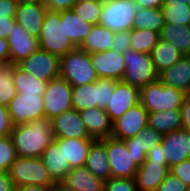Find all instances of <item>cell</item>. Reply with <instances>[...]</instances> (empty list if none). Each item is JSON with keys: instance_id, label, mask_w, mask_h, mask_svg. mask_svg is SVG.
I'll use <instances>...</instances> for the list:
<instances>
[{"instance_id": "ffe728a7", "label": "cell", "mask_w": 190, "mask_h": 191, "mask_svg": "<svg viewBox=\"0 0 190 191\" xmlns=\"http://www.w3.org/2000/svg\"><path fill=\"white\" fill-rule=\"evenodd\" d=\"M163 135L154 128L147 125L132 138L123 140L130 153L134 156V161L138 166L146 160V154L153 146L161 143Z\"/></svg>"}, {"instance_id": "f907efd6", "label": "cell", "mask_w": 190, "mask_h": 191, "mask_svg": "<svg viewBox=\"0 0 190 191\" xmlns=\"http://www.w3.org/2000/svg\"><path fill=\"white\" fill-rule=\"evenodd\" d=\"M14 17H0V37L8 38L15 26Z\"/></svg>"}, {"instance_id": "74e56055", "label": "cell", "mask_w": 190, "mask_h": 191, "mask_svg": "<svg viewBox=\"0 0 190 191\" xmlns=\"http://www.w3.org/2000/svg\"><path fill=\"white\" fill-rule=\"evenodd\" d=\"M102 6V0H92L85 3L75 4L72 9L80 19L83 18L86 22L98 24L101 18Z\"/></svg>"}, {"instance_id": "bcb514c9", "label": "cell", "mask_w": 190, "mask_h": 191, "mask_svg": "<svg viewBox=\"0 0 190 191\" xmlns=\"http://www.w3.org/2000/svg\"><path fill=\"white\" fill-rule=\"evenodd\" d=\"M75 0H46L45 6L50 11H66L74 7Z\"/></svg>"}, {"instance_id": "d6a6232c", "label": "cell", "mask_w": 190, "mask_h": 191, "mask_svg": "<svg viewBox=\"0 0 190 191\" xmlns=\"http://www.w3.org/2000/svg\"><path fill=\"white\" fill-rule=\"evenodd\" d=\"M98 80L82 86L72 87L73 109L84 110L99 107Z\"/></svg>"}, {"instance_id": "9c48e42d", "label": "cell", "mask_w": 190, "mask_h": 191, "mask_svg": "<svg viewBox=\"0 0 190 191\" xmlns=\"http://www.w3.org/2000/svg\"><path fill=\"white\" fill-rule=\"evenodd\" d=\"M43 103L45 117L50 120L73 109L72 86L61 77L52 79L43 94Z\"/></svg>"}, {"instance_id": "6da1fadb", "label": "cell", "mask_w": 190, "mask_h": 191, "mask_svg": "<svg viewBox=\"0 0 190 191\" xmlns=\"http://www.w3.org/2000/svg\"><path fill=\"white\" fill-rule=\"evenodd\" d=\"M10 136L19 157H41L55 140L52 122L46 117L14 126Z\"/></svg>"}, {"instance_id": "30bf717a", "label": "cell", "mask_w": 190, "mask_h": 191, "mask_svg": "<svg viewBox=\"0 0 190 191\" xmlns=\"http://www.w3.org/2000/svg\"><path fill=\"white\" fill-rule=\"evenodd\" d=\"M7 107L14 126L45 118L43 94L17 92Z\"/></svg>"}, {"instance_id": "f6af8a7d", "label": "cell", "mask_w": 190, "mask_h": 191, "mask_svg": "<svg viewBox=\"0 0 190 191\" xmlns=\"http://www.w3.org/2000/svg\"><path fill=\"white\" fill-rule=\"evenodd\" d=\"M13 128L14 124L8 112V107L0 104V138L10 136Z\"/></svg>"}, {"instance_id": "4fadbf2b", "label": "cell", "mask_w": 190, "mask_h": 191, "mask_svg": "<svg viewBox=\"0 0 190 191\" xmlns=\"http://www.w3.org/2000/svg\"><path fill=\"white\" fill-rule=\"evenodd\" d=\"M90 60L98 78L121 81L126 69L123 54L110 49L100 53H91Z\"/></svg>"}, {"instance_id": "1f68e13d", "label": "cell", "mask_w": 190, "mask_h": 191, "mask_svg": "<svg viewBox=\"0 0 190 191\" xmlns=\"http://www.w3.org/2000/svg\"><path fill=\"white\" fill-rule=\"evenodd\" d=\"M165 25L161 8H138L133 29L152 30L161 34Z\"/></svg>"}, {"instance_id": "8fae6325", "label": "cell", "mask_w": 190, "mask_h": 191, "mask_svg": "<svg viewBox=\"0 0 190 191\" xmlns=\"http://www.w3.org/2000/svg\"><path fill=\"white\" fill-rule=\"evenodd\" d=\"M18 65L39 80L59 77L60 58L40 48Z\"/></svg>"}, {"instance_id": "60d3db41", "label": "cell", "mask_w": 190, "mask_h": 191, "mask_svg": "<svg viewBox=\"0 0 190 191\" xmlns=\"http://www.w3.org/2000/svg\"><path fill=\"white\" fill-rule=\"evenodd\" d=\"M104 191H137L134 178H110L105 181Z\"/></svg>"}, {"instance_id": "7402d4cb", "label": "cell", "mask_w": 190, "mask_h": 191, "mask_svg": "<svg viewBox=\"0 0 190 191\" xmlns=\"http://www.w3.org/2000/svg\"><path fill=\"white\" fill-rule=\"evenodd\" d=\"M79 114L92 138L101 140L111 137L113 122L104 109L93 107L79 110Z\"/></svg>"}, {"instance_id": "4316f807", "label": "cell", "mask_w": 190, "mask_h": 191, "mask_svg": "<svg viewBox=\"0 0 190 191\" xmlns=\"http://www.w3.org/2000/svg\"><path fill=\"white\" fill-rule=\"evenodd\" d=\"M61 22H64L66 36L75 47H79L94 24L79 18L73 9L61 11Z\"/></svg>"}, {"instance_id": "7a4b0ae2", "label": "cell", "mask_w": 190, "mask_h": 191, "mask_svg": "<svg viewBox=\"0 0 190 191\" xmlns=\"http://www.w3.org/2000/svg\"><path fill=\"white\" fill-rule=\"evenodd\" d=\"M187 93L159 80L139 89V103L149 112L165 111L180 108Z\"/></svg>"}, {"instance_id": "680465c9", "label": "cell", "mask_w": 190, "mask_h": 191, "mask_svg": "<svg viewBox=\"0 0 190 191\" xmlns=\"http://www.w3.org/2000/svg\"><path fill=\"white\" fill-rule=\"evenodd\" d=\"M21 2H31V3H40V4H43L45 5L46 3V0H19Z\"/></svg>"}, {"instance_id": "816d5d0a", "label": "cell", "mask_w": 190, "mask_h": 191, "mask_svg": "<svg viewBox=\"0 0 190 191\" xmlns=\"http://www.w3.org/2000/svg\"><path fill=\"white\" fill-rule=\"evenodd\" d=\"M0 62L2 64L10 63L9 44L6 38L0 37Z\"/></svg>"}, {"instance_id": "681fc988", "label": "cell", "mask_w": 190, "mask_h": 191, "mask_svg": "<svg viewBox=\"0 0 190 191\" xmlns=\"http://www.w3.org/2000/svg\"><path fill=\"white\" fill-rule=\"evenodd\" d=\"M145 161L167 162L166 156L163 152L162 143L158 144L157 146H153L151 150L147 152Z\"/></svg>"}, {"instance_id": "f546056e", "label": "cell", "mask_w": 190, "mask_h": 191, "mask_svg": "<svg viewBox=\"0 0 190 191\" xmlns=\"http://www.w3.org/2000/svg\"><path fill=\"white\" fill-rule=\"evenodd\" d=\"M150 55L157 73L171 67L183 57L176 47L161 38L158 40Z\"/></svg>"}, {"instance_id": "ee69618b", "label": "cell", "mask_w": 190, "mask_h": 191, "mask_svg": "<svg viewBox=\"0 0 190 191\" xmlns=\"http://www.w3.org/2000/svg\"><path fill=\"white\" fill-rule=\"evenodd\" d=\"M170 173L177 176L187 187L190 188V159L181 161L170 167Z\"/></svg>"}, {"instance_id": "ba28073f", "label": "cell", "mask_w": 190, "mask_h": 191, "mask_svg": "<svg viewBox=\"0 0 190 191\" xmlns=\"http://www.w3.org/2000/svg\"><path fill=\"white\" fill-rule=\"evenodd\" d=\"M105 143L111 178H134L138 165L125 142L113 137L101 139Z\"/></svg>"}, {"instance_id": "db71d44e", "label": "cell", "mask_w": 190, "mask_h": 191, "mask_svg": "<svg viewBox=\"0 0 190 191\" xmlns=\"http://www.w3.org/2000/svg\"><path fill=\"white\" fill-rule=\"evenodd\" d=\"M138 8H161L165 0H133Z\"/></svg>"}, {"instance_id": "6f0895ef", "label": "cell", "mask_w": 190, "mask_h": 191, "mask_svg": "<svg viewBox=\"0 0 190 191\" xmlns=\"http://www.w3.org/2000/svg\"><path fill=\"white\" fill-rule=\"evenodd\" d=\"M190 0H165L163 5L172 7L173 4H189Z\"/></svg>"}, {"instance_id": "f1b7e54d", "label": "cell", "mask_w": 190, "mask_h": 191, "mask_svg": "<svg viewBox=\"0 0 190 191\" xmlns=\"http://www.w3.org/2000/svg\"><path fill=\"white\" fill-rule=\"evenodd\" d=\"M148 125L163 136L182 129L180 108L149 113Z\"/></svg>"}, {"instance_id": "7bdbcfd3", "label": "cell", "mask_w": 190, "mask_h": 191, "mask_svg": "<svg viewBox=\"0 0 190 191\" xmlns=\"http://www.w3.org/2000/svg\"><path fill=\"white\" fill-rule=\"evenodd\" d=\"M131 40H132L131 30L115 32L112 49L117 51L118 53L123 54L131 49L130 46Z\"/></svg>"}, {"instance_id": "603a6c76", "label": "cell", "mask_w": 190, "mask_h": 191, "mask_svg": "<svg viewBox=\"0 0 190 191\" xmlns=\"http://www.w3.org/2000/svg\"><path fill=\"white\" fill-rule=\"evenodd\" d=\"M94 138H55L60 148H63L65 163H69L70 168L85 165L91 144Z\"/></svg>"}, {"instance_id": "c3c4849f", "label": "cell", "mask_w": 190, "mask_h": 191, "mask_svg": "<svg viewBox=\"0 0 190 191\" xmlns=\"http://www.w3.org/2000/svg\"><path fill=\"white\" fill-rule=\"evenodd\" d=\"M182 115V128L190 132V95H188L180 107Z\"/></svg>"}, {"instance_id": "7dc6e473", "label": "cell", "mask_w": 190, "mask_h": 191, "mask_svg": "<svg viewBox=\"0 0 190 191\" xmlns=\"http://www.w3.org/2000/svg\"><path fill=\"white\" fill-rule=\"evenodd\" d=\"M19 0H0V17H14Z\"/></svg>"}, {"instance_id": "ab89813d", "label": "cell", "mask_w": 190, "mask_h": 191, "mask_svg": "<svg viewBox=\"0 0 190 191\" xmlns=\"http://www.w3.org/2000/svg\"><path fill=\"white\" fill-rule=\"evenodd\" d=\"M118 81L113 79H98V95H99V107L101 109H106L112 94L115 90V85Z\"/></svg>"}, {"instance_id": "2e32d148", "label": "cell", "mask_w": 190, "mask_h": 191, "mask_svg": "<svg viewBox=\"0 0 190 191\" xmlns=\"http://www.w3.org/2000/svg\"><path fill=\"white\" fill-rule=\"evenodd\" d=\"M163 152L168 167L190 159V132L183 128L162 137Z\"/></svg>"}, {"instance_id": "91938a15", "label": "cell", "mask_w": 190, "mask_h": 191, "mask_svg": "<svg viewBox=\"0 0 190 191\" xmlns=\"http://www.w3.org/2000/svg\"><path fill=\"white\" fill-rule=\"evenodd\" d=\"M92 0H75V4H79V3H85V2H89Z\"/></svg>"}, {"instance_id": "e575fe53", "label": "cell", "mask_w": 190, "mask_h": 191, "mask_svg": "<svg viewBox=\"0 0 190 191\" xmlns=\"http://www.w3.org/2000/svg\"><path fill=\"white\" fill-rule=\"evenodd\" d=\"M16 65L7 63L0 66V104L8 106L16 96L17 90L13 84Z\"/></svg>"}, {"instance_id": "cb8c5ba5", "label": "cell", "mask_w": 190, "mask_h": 191, "mask_svg": "<svg viewBox=\"0 0 190 191\" xmlns=\"http://www.w3.org/2000/svg\"><path fill=\"white\" fill-rule=\"evenodd\" d=\"M73 191H104L105 181L94 176L85 166L71 168L62 181Z\"/></svg>"}, {"instance_id": "9f6ffc18", "label": "cell", "mask_w": 190, "mask_h": 191, "mask_svg": "<svg viewBox=\"0 0 190 191\" xmlns=\"http://www.w3.org/2000/svg\"><path fill=\"white\" fill-rule=\"evenodd\" d=\"M51 191H73L71 188L67 187L64 183L62 182H56L53 186H52V190Z\"/></svg>"}, {"instance_id": "8d00e7d4", "label": "cell", "mask_w": 190, "mask_h": 191, "mask_svg": "<svg viewBox=\"0 0 190 191\" xmlns=\"http://www.w3.org/2000/svg\"><path fill=\"white\" fill-rule=\"evenodd\" d=\"M165 24L190 26L189 4H173L172 7H161Z\"/></svg>"}, {"instance_id": "d590c367", "label": "cell", "mask_w": 190, "mask_h": 191, "mask_svg": "<svg viewBox=\"0 0 190 191\" xmlns=\"http://www.w3.org/2000/svg\"><path fill=\"white\" fill-rule=\"evenodd\" d=\"M131 50L138 53H151L160 39V34L152 30H131Z\"/></svg>"}, {"instance_id": "e0dca14e", "label": "cell", "mask_w": 190, "mask_h": 191, "mask_svg": "<svg viewBox=\"0 0 190 191\" xmlns=\"http://www.w3.org/2000/svg\"><path fill=\"white\" fill-rule=\"evenodd\" d=\"M139 103V88L118 81L112 94L110 102L105 109L106 113L114 122L120 118L127 110Z\"/></svg>"}, {"instance_id": "5bb4252c", "label": "cell", "mask_w": 190, "mask_h": 191, "mask_svg": "<svg viewBox=\"0 0 190 191\" xmlns=\"http://www.w3.org/2000/svg\"><path fill=\"white\" fill-rule=\"evenodd\" d=\"M10 51V63L19 64L40 48L39 40L27 33L17 22L7 38Z\"/></svg>"}, {"instance_id": "d6986e66", "label": "cell", "mask_w": 190, "mask_h": 191, "mask_svg": "<svg viewBox=\"0 0 190 191\" xmlns=\"http://www.w3.org/2000/svg\"><path fill=\"white\" fill-rule=\"evenodd\" d=\"M169 172L167 162L144 161L134 177L137 191H156Z\"/></svg>"}, {"instance_id": "484cf974", "label": "cell", "mask_w": 190, "mask_h": 191, "mask_svg": "<svg viewBox=\"0 0 190 191\" xmlns=\"http://www.w3.org/2000/svg\"><path fill=\"white\" fill-rule=\"evenodd\" d=\"M94 176L107 181L111 178V171L105 143L96 139L89 149L84 165Z\"/></svg>"}, {"instance_id": "836d02e7", "label": "cell", "mask_w": 190, "mask_h": 191, "mask_svg": "<svg viewBox=\"0 0 190 191\" xmlns=\"http://www.w3.org/2000/svg\"><path fill=\"white\" fill-rule=\"evenodd\" d=\"M13 84L19 94H44L48 82L35 78L16 64Z\"/></svg>"}, {"instance_id": "4dcf8cb0", "label": "cell", "mask_w": 190, "mask_h": 191, "mask_svg": "<svg viewBox=\"0 0 190 191\" xmlns=\"http://www.w3.org/2000/svg\"><path fill=\"white\" fill-rule=\"evenodd\" d=\"M160 38L170 42L183 55H190V26L165 24Z\"/></svg>"}, {"instance_id": "b9f144b4", "label": "cell", "mask_w": 190, "mask_h": 191, "mask_svg": "<svg viewBox=\"0 0 190 191\" xmlns=\"http://www.w3.org/2000/svg\"><path fill=\"white\" fill-rule=\"evenodd\" d=\"M156 191H189V187L169 172Z\"/></svg>"}, {"instance_id": "11a10c76", "label": "cell", "mask_w": 190, "mask_h": 191, "mask_svg": "<svg viewBox=\"0 0 190 191\" xmlns=\"http://www.w3.org/2000/svg\"><path fill=\"white\" fill-rule=\"evenodd\" d=\"M52 186L45 185H25L15 188V191H51Z\"/></svg>"}, {"instance_id": "d4e9b609", "label": "cell", "mask_w": 190, "mask_h": 191, "mask_svg": "<svg viewBox=\"0 0 190 191\" xmlns=\"http://www.w3.org/2000/svg\"><path fill=\"white\" fill-rule=\"evenodd\" d=\"M41 158L55 182H62L70 172L69 163H65L63 148L55 140L44 150Z\"/></svg>"}, {"instance_id": "44dd1931", "label": "cell", "mask_w": 190, "mask_h": 191, "mask_svg": "<svg viewBox=\"0 0 190 191\" xmlns=\"http://www.w3.org/2000/svg\"><path fill=\"white\" fill-rule=\"evenodd\" d=\"M158 80L166 86L190 94V55L183 56L174 65L158 73Z\"/></svg>"}, {"instance_id": "83f0119b", "label": "cell", "mask_w": 190, "mask_h": 191, "mask_svg": "<svg viewBox=\"0 0 190 191\" xmlns=\"http://www.w3.org/2000/svg\"><path fill=\"white\" fill-rule=\"evenodd\" d=\"M115 32L103 27L101 24H94L91 32L87 35L79 48L88 54L100 53L112 49Z\"/></svg>"}, {"instance_id": "52a82bcc", "label": "cell", "mask_w": 190, "mask_h": 191, "mask_svg": "<svg viewBox=\"0 0 190 191\" xmlns=\"http://www.w3.org/2000/svg\"><path fill=\"white\" fill-rule=\"evenodd\" d=\"M123 56L126 69L122 82L140 89L158 80V73L149 53H138L130 49L123 53Z\"/></svg>"}, {"instance_id": "8992f818", "label": "cell", "mask_w": 190, "mask_h": 191, "mask_svg": "<svg viewBox=\"0 0 190 191\" xmlns=\"http://www.w3.org/2000/svg\"><path fill=\"white\" fill-rule=\"evenodd\" d=\"M137 10L133 0H105L99 24L113 32L130 31Z\"/></svg>"}, {"instance_id": "3957f363", "label": "cell", "mask_w": 190, "mask_h": 191, "mask_svg": "<svg viewBox=\"0 0 190 191\" xmlns=\"http://www.w3.org/2000/svg\"><path fill=\"white\" fill-rule=\"evenodd\" d=\"M59 77L65 79L72 87L93 83L99 79L90 55L79 47L60 58Z\"/></svg>"}, {"instance_id": "277c9868", "label": "cell", "mask_w": 190, "mask_h": 191, "mask_svg": "<svg viewBox=\"0 0 190 191\" xmlns=\"http://www.w3.org/2000/svg\"><path fill=\"white\" fill-rule=\"evenodd\" d=\"M38 40L40 49L59 58L76 48L66 36L64 22H61V11L47 10Z\"/></svg>"}, {"instance_id": "f5cc1de1", "label": "cell", "mask_w": 190, "mask_h": 191, "mask_svg": "<svg viewBox=\"0 0 190 191\" xmlns=\"http://www.w3.org/2000/svg\"><path fill=\"white\" fill-rule=\"evenodd\" d=\"M0 191H15L9 172H0Z\"/></svg>"}, {"instance_id": "5b68a950", "label": "cell", "mask_w": 190, "mask_h": 191, "mask_svg": "<svg viewBox=\"0 0 190 191\" xmlns=\"http://www.w3.org/2000/svg\"><path fill=\"white\" fill-rule=\"evenodd\" d=\"M15 188L25 185L53 186L56 182L50 176L41 157H19L9 169Z\"/></svg>"}, {"instance_id": "ac0fdd59", "label": "cell", "mask_w": 190, "mask_h": 191, "mask_svg": "<svg viewBox=\"0 0 190 191\" xmlns=\"http://www.w3.org/2000/svg\"><path fill=\"white\" fill-rule=\"evenodd\" d=\"M46 12L47 8L43 4L19 1L14 19L27 33L38 38Z\"/></svg>"}, {"instance_id": "f35d334b", "label": "cell", "mask_w": 190, "mask_h": 191, "mask_svg": "<svg viewBox=\"0 0 190 191\" xmlns=\"http://www.w3.org/2000/svg\"><path fill=\"white\" fill-rule=\"evenodd\" d=\"M17 153L11 136L0 138V172H9Z\"/></svg>"}, {"instance_id": "9a60e30c", "label": "cell", "mask_w": 190, "mask_h": 191, "mask_svg": "<svg viewBox=\"0 0 190 191\" xmlns=\"http://www.w3.org/2000/svg\"><path fill=\"white\" fill-rule=\"evenodd\" d=\"M55 138H92L77 109H71L51 119Z\"/></svg>"}, {"instance_id": "7c38bea8", "label": "cell", "mask_w": 190, "mask_h": 191, "mask_svg": "<svg viewBox=\"0 0 190 191\" xmlns=\"http://www.w3.org/2000/svg\"><path fill=\"white\" fill-rule=\"evenodd\" d=\"M148 114L140 103L134 105L113 122L111 137L118 140L134 137L148 125Z\"/></svg>"}]
</instances>
